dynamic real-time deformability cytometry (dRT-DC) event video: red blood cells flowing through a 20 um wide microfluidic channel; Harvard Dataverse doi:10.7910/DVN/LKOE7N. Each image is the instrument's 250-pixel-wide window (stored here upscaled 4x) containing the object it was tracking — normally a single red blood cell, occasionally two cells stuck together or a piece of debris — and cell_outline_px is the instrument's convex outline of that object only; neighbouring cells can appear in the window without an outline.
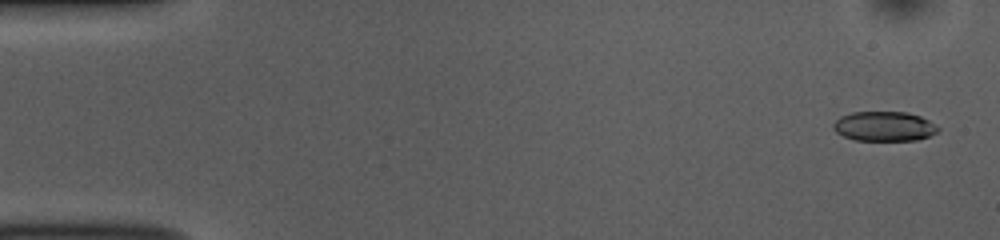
{"species": "common noctule bat (a hibernating species)", "species_latin": "Nyctalus noctula", "temperature_condition": "room temperature", "stored_images_in_passage": 53, "camera_frame_rate_fps": 3000, "um_per_image_px": 0.085, "animal": {"sex": "female", "body_mass_g": 10.0, "forearm_length_mm": 53.1}, "frame": {"image": 1, "passage_image": 2, "time_ms": 0.333, "image_size_px": [1000, 240], "cell_outline_px": [[940, 128], [936, 132], [928, 136], [916, 140], [856, 140], [844, 136], [836, 132], [832, 128], [832, 124], [840, 116], [852, 112], [908, 112], [920, 116], [928, 120]], "centroid_in_image_um": [75.13, 10.73], "position_along_channel_um": 9.9, "area_um2": 18.03}}
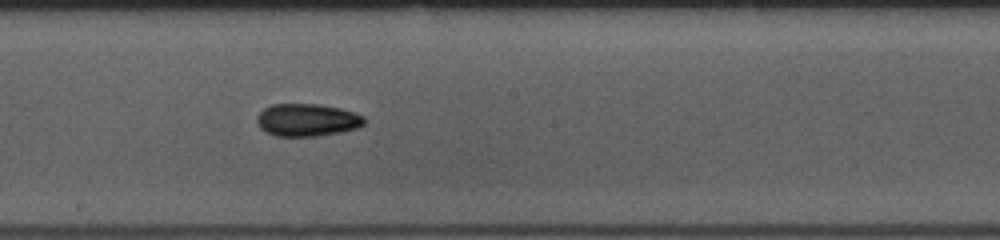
{"frame": {"image": 2, "passage_image": 29, "time_ms": 9.333, "image_size_px": [1000, 240], "cell_outline_px": [[368, 120], [364, 124], [356, 128], [340, 132], [316, 136], [276, 136], [260, 128], [256, 120], [256, 116], [264, 108], [272, 104], [320, 104], [340, 108], [364, 116]], "centroid_in_image_um": [26.11, 10.19], "position_along_channel_um": 222.1, "area_um2": 20.4}}
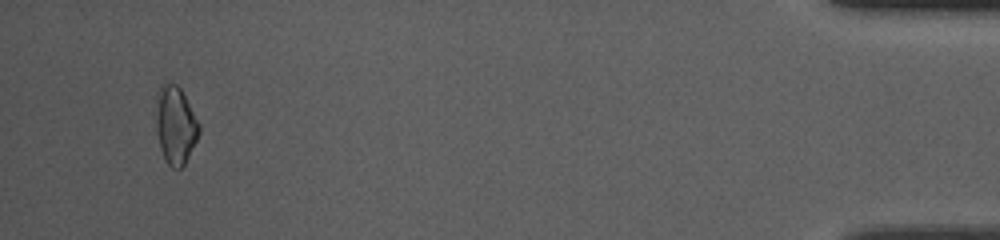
{"frame": {"image": 3, "passage_image": 51, "time_ms": 16.667, "image_size_px": [1000, 240], "cell_outline_px": [[200, 132], [184, 164], [180, 168], [172, 168], [164, 160], [160, 148], [156, 128], [156, 96], [160, 84], [176, 84], [180, 88], [200, 124]], "centroid_in_image_um": [14.89, 10.63], "position_along_channel_um": 420.3, "area_um2": 19.42}, "authors_computed_cell_mechanics": {"area_um2": 19.1896, "velocity_mm_per_s": 3.7353, "shape_relaxation_time_tau1_ms": 7.0078, "shape_relaxation_time_tau2_ms": 9.2487, "deformation_change_tau1": 0.1263, "deformation_change_tau2": 0.1456}}